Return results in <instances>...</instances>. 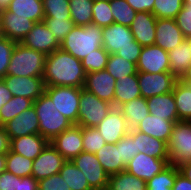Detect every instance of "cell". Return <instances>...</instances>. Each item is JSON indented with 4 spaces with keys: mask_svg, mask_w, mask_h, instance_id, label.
<instances>
[{
    "mask_svg": "<svg viewBox=\"0 0 191 190\" xmlns=\"http://www.w3.org/2000/svg\"><path fill=\"white\" fill-rule=\"evenodd\" d=\"M183 7H191V0H183Z\"/></svg>",
    "mask_w": 191,
    "mask_h": 190,
    "instance_id": "03108f58",
    "label": "cell"
},
{
    "mask_svg": "<svg viewBox=\"0 0 191 190\" xmlns=\"http://www.w3.org/2000/svg\"><path fill=\"white\" fill-rule=\"evenodd\" d=\"M4 127L10 139L39 134V120L34 106L11 119Z\"/></svg>",
    "mask_w": 191,
    "mask_h": 190,
    "instance_id": "ffe728a7",
    "label": "cell"
},
{
    "mask_svg": "<svg viewBox=\"0 0 191 190\" xmlns=\"http://www.w3.org/2000/svg\"><path fill=\"white\" fill-rule=\"evenodd\" d=\"M18 187V176L4 171L0 174V190H16Z\"/></svg>",
    "mask_w": 191,
    "mask_h": 190,
    "instance_id": "816d5d0a",
    "label": "cell"
},
{
    "mask_svg": "<svg viewBox=\"0 0 191 190\" xmlns=\"http://www.w3.org/2000/svg\"><path fill=\"white\" fill-rule=\"evenodd\" d=\"M99 163L103 169L109 174H116L125 171L126 165L121 160L120 144H105L96 153Z\"/></svg>",
    "mask_w": 191,
    "mask_h": 190,
    "instance_id": "83f0119b",
    "label": "cell"
},
{
    "mask_svg": "<svg viewBox=\"0 0 191 190\" xmlns=\"http://www.w3.org/2000/svg\"><path fill=\"white\" fill-rule=\"evenodd\" d=\"M72 162L83 172L93 190H107L109 174L99 163L96 154L81 152Z\"/></svg>",
    "mask_w": 191,
    "mask_h": 190,
    "instance_id": "ba28073f",
    "label": "cell"
},
{
    "mask_svg": "<svg viewBox=\"0 0 191 190\" xmlns=\"http://www.w3.org/2000/svg\"><path fill=\"white\" fill-rule=\"evenodd\" d=\"M141 97L147 99L156 95L170 93L178 80L171 72L157 74L137 72Z\"/></svg>",
    "mask_w": 191,
    "mask_h": 190,
    "instance_id": "9c48e42d",
    "label": "cell"
},
{
    "mask_svg": "<svg viewBox=\"0 0 191 190\" xmlns=\"http://www.w3.org/2000/svg\"><path fill=\"white\" fill-rule=\"evenodd\" d=\"M38 190H71L63 177L57 173L38 181Z\"/></svg>",
    "mask_w": 191,
    "mask_h": 190,
    "instance_id": "681fc988",
    "label": "cell"
},
{
    "mask_svg": "<svg viewBox=\"0 0 191 190\" xmlns=\"http://www.w3.org/2000/svg\"><path fill=\"white\" fill-rule=\"evenodd\" d=\"M179 170L180 173H182L188 180L191 181V161L180 165Z\"/></svg>",
    "mask_w": 191,
    "mask_h": 190,
    "instance_id": "91938a15",
    "label": "cell"
},
{
    "mask_svg": "<svg viewBox=\"0 0 191 190\" xmlns=\"http://www.w3.org/2000/svg\"><path fill=\"white\" fill-rule=\"evenodd\" d=\"M44 18L71 19L69 0H42Z\"/></svg>",
    "mask_w": 191,
    "mask_h": 190,
    "instance_id": "7bdbcfd3",
    "label": "cell"
},
{
    "mask_svg": "<svg viewBox=\"0 0 191 190\" xmlns=\"http://www.w3.org/2000/svg\"><path fill=\"white\" fill-rule=\"evenodd\" d=\"M107 190H146V182L123 171L109 175Z\"/></svg>",
    "mask_w": 191,
    "mask_h": 190,
    "instance_id": "d6a6232c",
    "label": "cell"
},
{
    "mask_svg": "<svg viewBox=\"0 0 191 190\" xmlns=\"http://www.w3.org/2000/svg\"><path fill=\"white\" fill-rule=\"evenodd\" d=\"M12 0H0V12L7 10Z\"/></svg>",
    "mask_w": 191,
    "mask_h": 190,
    "instance_id": "be15d7a7",
    "label": "cell"
},
{
    "mask_svg": "<svg viewBox=\"0 0 191 190\" xmlns=\"http://www.w3.org/2000/svg\"><path fill=\"white\" fill-rule=\"evenodd\" d=\"M141 97V91L138 84L137 74L128 75L116 80L114 91V107H120L122 104Z\"/></svg>",
    "mask_w": 191,
    "mask_h": 190,
    "instance_id": "4316f807",
    "label": "cell"
},
{
    "mask_svg": "<svg viewBox=\"0 0 191 190\" xmlns=\"http://www.w3.org/2000/svg\"><path fill=\"white\" fill-rule=\"evenodd\" d=\"M179 80L185 84L191 85V67L186 70V72L182 75V77Z\"/></svg>",
    "mask_w": 191,
    "mask_h": 190,
    "instance_id": "94428289",
    "label": "cell"
},
{
    "mask_svg": "<svg viewBox=\"0 0 191 190\" xmlns=\"http://www.w3.org/2000/svg\"><path fill=\"white\" fill-rule=\"evenodd\" d=\"M116 79H114L106 69L87 73L83 88L95 94L99 99L114 106V91Z\"/></svg>",
    "mask_w": 191,
    "mask_h": 190,
    "instance_id": "ac0fdd59",
    "label": "cell"
},
{
    "mask_svg": "<svg viewBox=\"0 0 191 190\" xmlns=\"http://www.w3.org/2000/svg\"><path fill=\"white\" fill-rule=\"evenodd\" d=\"M6 171V154H0V174Z\"/></svg>",
    "mask_w": 191,
    "mask_h": 190,
    "instance_id": "6125c7cd",
    "label": "cell"
},
{
    "mask_svg": "<svg viewBox=\"0 0 191 190\" xmlns=\"http://www.w3.org/2000/svg\"><path fill=\"white\" fill-rule=\"evenodd\" d=\"M170 72L180 79L187 69L191 67V51L186 41L168 52Z\"/></svg>",
    "mask_w": 191,
    "mask_h": 190,
    "instance_id": "f546056e",
    "label": "cell"
},
{
    "mask_svg": "<svg viewBox=\"0 0 191 190\" xmlns=\"http://www.w3.org/2000/svg\"><path fill=\"white\" fill-rule=\"evenodd\" d=\"M185 41L187 42L189 49L191 51V37L186 38Z\"/></svg>",
    "mask_w": 191,
    "mask_h": 190,
    "instance_id": "003e7915",
    "label": "cell"
},
{
    "mask_svg": "<svg viewBox=\"0 0 191 190\" xmlns=\"http://www.w3.org/2000/svg\"><path fill=\"white\" fill-rule=\"evenodd\" d=\"M1 21L4 36L16 43H21L36 23L25 17L12 16L8 10L1 11Z\"/></svg>",
    "mask_w": 191,
    "mask_h": 190,
    "instance_id": "7402d4cb",
    "label": "cell"
},
{
    "mask_svg": "<svg viewBox=\"0 0 191 190\" xmlns=\"http://www.w3.org/2000/svg\"><path fill=\"white\" fill-rule=\"evenodd\" d=\"M70 16L75 26L92 24L93 0H69Z\"/></svg>",
    "mask_w": 191,
    "mask_h": 190,
    "instance_id": "d590c367",
    "label": "cell"
},
{
    "mask_svg": "<svg viewBox=\"0 0 191 190\" xmlns=\"http://www.w3.org/2000/svg\"><path fill=\"white\" fill-rule=\"evenodd\" d=\"M34 101L21 96H13L0 109V126H4L11 119L33 106Z\"/></svg>",
    "mask_w": 191,
    "mask_h": 190,
    "instance_id": "e575fe53",
    "label": "cell"
},
{
    "mask_svg": "<svg viewBox=\"0 0 191 190\" xmlns=\"http://www.w3.org/2000/svg\"><path fill=\"white\" fill-rule=\"evenodd\" d=\"M16 190H38V181L33 176L18 177Z\"/></svg>",
    "mask_w": 191,
    "mask_h": 190,
    "instance_id": "11a10c76",
    "label": "cell"
},
{
    "mask_svg": "<svg viewBox=\"0 0 191 190\" xmlns=\"http://www.w3.org/2000/svg\"><path fill=\"white\" fill-rule=\"evenodd\" d=\"M12 16L25 17L33 22H41L44 19L42 0H12L7 9Z\"/></svg>",
    "mask_w": 191,
    "mask_h": 190,
    "instance_id": "f1b7e54d",
    "label": "cell"
},
{
    "mask_svg": "<svg viewBox=\"0 0 191 190\" xmlns=\"http://www.w3.org/2000/svg\"><path fill=\"white\" fill-rule=\"evenodd\" d=\"M112 23H114V17L109 2L95 1L93 5L92 24L104 28Z\"/></svg>",
    "mask_w": 191,
    "mask_h": 190,
    "instance_id": "bcb514c9",
    "label": "cell"
},
{
    "mask_svg": "<svg viewBox=\"0 0 191 190\" xmlns=\"http://www.w3.org/2000/svg\"><path fill=\"white\" fill-rule=\"evenodd\" d=\"M174 125L172 121L149 113L134 129L168 144Z\"/></svg>",
    "mask_w": 191,
    "mask_h": 190,
    "instance_id": "d4e9b609",
    "label": "cell"
},
{
    "mask_svg": "<svg viewBox=\"0 0 191 190\" xmlns=\"http://www.w3.org/2000/svg\"><path fill=\"white\" fill-rule=\"evenodd\" d=\"M171 190H191V181L182 173H179Z\"/></svg>",
    "mask_w": 191,
    "mask_h": 190,
    "instance_id": "9f6ffc18",
    "label": "cell"
},
{
    "mask_svg": "<svg viewBox=\"0 0 191 190\" xmlns=\"http://www.w3.org/2000/svg\"><path fill=\"white\" fill-rule=\"evenodd\" d=\"M150 114L165 118L174 123L180 121L176 108L173 91L161 95H156L146 99Z\"/></svg>",
    "mask_w": 191,
    "mask_h": 190,
    "instance_id": "484cf974",
    "label": "cell"
},
{
    "mask_svg": "<svg viewBox=\"0 0 191 190\" xmlns=\"http://www.w3.org/2000/svg\"><path fill=\"white\" fill-rule=\"evenodd\" d=\"M33 106L39 120V134L49 142L73 125L56 109L52 99L45 92L34 101Z\"/></svg>",
    "mask_w": 191,
    "mask_h": 190,
    "instance_id": "3957f363",
    "label": "cell"
},
{
    "mask_svg": "<svg viewBox=\"0 0 191 190\" xmlns=\"http://www.w3.org/2000/svg\"><path fill=\"white\" fill-rule=\"evenodd\" d=\"M106 70L116 80L138 72L135 63L125 60L117 54L109 55Z\"/></svg>",
    "mask_w": 191,
    "mask_h": 190,
    "instance_id": "74e56055",
    "label": "cell"
},
{
    "mask_svg": "<svg viewBox=\"0 0 191 190\" xmlns=\"http://www.w3.org/2000/svg\"><path fill=\"white\" fill-rule=\"evenodd\" d=\"M50 143L66 161H72L83 152L82 127L73 124L60 135H57Z\"/></svg>",
    "mask_w": 191,
    "mask_h": 190,
    "instance_id": "9a60e30c",
    "label": "cell"
},
{
    "mask_svg": "<svg viewBox=\"0 0 191 190\" xmlns=\"http://www.w3.org/2000/svg\"><path fill=\"white\" fill-rule=\"evenodd\" d=\"M109 4L114 23L130 27L137 12L131 8L126 0H111Z\"/></svg>",
    "mask_w": 191,
    "mask_h": 190,
    "instance_id": "ab89813d",
    "label": "cell"
},
{
    "mask_svg": "<svg viewBox=\"0 0 191 190\" xmlns=\"http://www.w3.org/2000/svg\"><path fill=\"white\" fill-rule=\"evenodd\" d=\"M45 55L41 52L16 43L7 67V75L20 77H42Z\"/></svg>",
    "mask_w": 191,
    "mask_h": 190,
    "instance_id": "277c9868",
    "label": "cell"
},
{
    "mask_svg": "<svg viewBox=\"0 0 191 190\" xmlns=\"http://www.w3.org/2000/svg\"><path fill=\"white\" fill-rule=\"evenodd\" d=\"M182 7L183 0H155L152 14L157 19H176Z\"/></svg>",
    "mask_w": 191,
    "mask_h": 190,
    "instance_id": "60d3db41",
    "label": "cell"
},
{
    "mask_svg": "<svg viewBox=\"0 0 191 190\" xmlns=\"http://www.w3.org/2000/svg\"><path fill=\"white\" fill-rule=\"evenodd\" d=\"M102 45L109 54H116L126 47H142L135 41L130 27L112 23L102 29Z\"/></svg>",
    "mask_w": 191,
    "mask_h": 190,
    "instance_id": "8fae6325",
    "label": "cell"
},
{
    "mask_svg": "<svg viewBox=\"0 0 191 190\" xmlns=\"http://www.w3.org/2000/svg\"><path fill=\"white\" fill-rule=\"evenodd\" d=\"M4 33H3V29H2V21H1V12H0V39L4 38Z\"/></svg>",
    "mask_w": 191,
    "mask_h": 190,
    "instance_id": "e7e4bbea",
    "label": "cell"
},
{
    "mask_svg": "<svg viewBox=\"0 0 191 190\" xmlns=\"http://www.w3.org/2000/svg\"><path fill=\"white\" fill-rule=\"evenodd\" d=\"M16 42L6 37L0 39V79L7 75V67L11 61V55Z\"/></svg>",
    "mask_w": 191,
    "mask_h": 190,
    "instance_id": "7dc6e473",
    "label": "cell"
},
{
    "mask_svg": "<svg viewBox=\"0 0 191 190\" xmlns=\"http://www.w3.org/2000/svg\"><path fill=\"white\" fill-rule=\"evenodd\" d=\"M12 96H21L33 101L37 100L45 91L42 77H16L6 75L3 78Z\"/></svg>",
    "mask_w": 191,
    "mask_h": 190,
    "instance_id": "e0dca14e",
    "label": "cell"
},
{
    "mask_svg": "<svg viewBox=\"0 0 191 190\" xmlns=\"http://www.w3.org/2000/svg\"><path fill=\"white\" fill-rule=\"evenodd\" d=\"M43 22L59 43L64 40L75 26L71 19L64 18H44Z\"/></svg>",
    "mask_w": 191,
    "mask_h": 190,
    "instance_id": "f6af8a7d",
    "label": "cell"
},
{
    "mask_svg": "<svg viewBox=\"0 0 191 190\" xmlns=\"http://www.w3.org/2000/svg\"><path fill=\"white\" fill-rule=\"evenodd\" d=\"M10 150V138L4 126H0V154H6Z\"/></svg>",
    "mask_w": 191,
    "mask_h": 190,
    "instance_id": "6f0895ef",
    "label": "cell"
},
{
    "mask_svg": "<svg viewBox=\"0 0 191 190\" xmlns=\"http://www.w3.org/2000/svg\"><path fill=\"white\" fill-rule=\"evenodd\" d=\"M173 96L179 120L191 121V85L178 79L173 88Z\"/></svg>",
    "mask_w": 191,
    "mask_h": 190,
    "instance_id": "1f68e13d",
    "label": "cell"
},
{
    "mask_svg": "<svg viewBox=\"0 0 191 190\" xmlns=\"http://www.w3.org/2000/svg\"><path fill=\"white\" fill-rule=\"evenodd\" d=\"M78 123L81 127H96L114 107L95 94L81 88Z\"/></svg>",
    "mask_w": 191,
    "mask_h": 190,
    "instance_id": "8992f818",
    "label": "cell"
},
{
    "mask_svg": "<svg viewBox=\"0 0 191 190\" xmlns=\"http://www.w3.org/2000/svg\"><path fill=\"white\" fill-rule=\"evenodd\" d=\"M179 173V167L169 164L160 173L146 182V190H171Z\"/></svg>",
    "mask_w": 191,
    "mask_h": 190,
    "instance_id": "8d00e7d4",
    "label": "cell"
},
{
    "mask_svg": "<svg viewBox=\"0 0 191 190\" xmlns=\"http://www.w3.org/2000/svg\"><path fill=\"white\" fill-rule=\"evenodd\" d=\"M33 160L21 154L8 151L6 153V171L18 176H31Z\"/></svg>",
    "mask_w": 191,
    "mask_h": 190,
    "instance_id": "f35d334b",
    "label": "cell"
},
{
    "mask_svg": "<svg viewBox=\"0 0 191 190\" xmlns=\"http://www.w3.org/2000/svg\"><path fill=\"white\" fill-rule=\"evenodd\" d=\"M12 94L7 88L3 79H0V109L12 98Z\"/></svg>",
    "mask_w": 191,
    "mask_h": 190,
    "instance_id": "680465c9",
    "label": "cell"
},
{
    "mask_svg": "<svg viewBox=\"0 0 191 190\" xmlns=\"http://www.w3.org/2000/svg\"><path fill=\"white\" fill-rule=\"evenodd\" d=\"M96 128L106 144H116L130 132L128 123L118 107H113Z\"/></svg>",
    "mask_w": 191,
    "mask_h": 190,
    "instance_id": "7c38bea8",
    "label": "cell"
},
{
    "mask_svg": "<svg viewBox=\"0 0 191 190\" xmlns=\"http://www.w3.org/2000/svg\"><path fill=\"white\" fill-rule=\"evenodd\" d=\"M102 27L95 24L74 26L60 43V48L79 60L103 47Z\"/></svg>",
    "mask_w": 191,
    "mask_h": 190,
    "instance_id": "7a4b0ae2",
    "label": "cell"
},
{
    "mask_svg": "<svg viewBox=\"0 0 191 190\" xmlns=\"http://www.w3.org/2000/svg\"><path fill=\"white\" fill-rule=\"evenodd\" d=\"M175 20L184 37H191V7H182Z\"/></svg>",
    "mask_w": 191,
    "mask_h": 190,
    "instance_id": "f907efd6",
    "label": "cell"
},
{
    "mask_svg": "<svg viewBox=\"0 0 191 190\" xmlns=\"http://www.w3.org/2000/svg\"><path fill=\"white\" fill-rule=\"evenodd\" d=\"M94 2L95 1H106V2H110L111 0H93Z\"/></svg>",
    "mask_w": 191,
    "mask_h": 190,
    "instance_id": "a7ac6f4b",
    "label": "cell"
},
{
    "mask_svg": "<svg viewBox=\"0 0 191 190\" xmlns=\"http://www.w3.org/2000/svg\"><path fill=\"white\" fill-rule=\"evenodd\" d=\"M83 152L96 153L105 144V140L96 127H82Z\"/></svg>",
    "mask_w": 191,
    "mask_h": 190,
    "instance_id": "ee69618b",
    "label": "cell"
},
{
    "mask_svg": "<svg viewBox=\"0 0 191 190\" xmlns=\"http://www.w3.org/2000/svg\"><path fill=\"white\" fill-rule=\"evenodd\" d=\"M168 165L169 159H158L144 153H138L126 165L125 171L147 182Z\"/></svg>",
    "mask_w": 191,
    "mask_h": 190,
    "instance_id": "4fadbf2b",
    "label": "cell"
},
{
    "mask_svg": "<svg viewBox=\"0 0 191 190\" xmlns=\"http://www.w3.org/2000/svg\"><path fill=\"white\" fill-rule=\"evenodd\" d=\"M109 53L103 48H99L87 55L81 62L84 71L87 73L101 71L106 69Z\"/></svg>",
    "mask_w": 191,
    "mask_h": 190,
    "instance_id": "b9f144b4",
    "label": "cell"
},
{
    "mask_svg": "<svg viewBox=\"0 0 191 190\" xmlns=\"http://www.w3.org/2000/svg\"><path fill=\"white\" fill-rule=\"evenodd\" d=\"M167 145L169 164L179 167L191 161V121L176 122Z\"/></svg>",
    "mask_w": 191,
    "mask_h": 190,
    "instance_id": "5b68a950",
    "label": "cell"
},
{
    "mask_svg": "<svg viewBox=\"0 0 191 190\" xmlns=\"http://www.w3.org/2000/svg\"><path fill=\"white\" fill-rule=\"evenodd\" d=\"M136 12H153L155 0H126Z\"/></svg>",
    "mask_w": 191,
    "mask_h": 190,
    "instance_id": "db71d44e",
    "label": "cell"
},
{
    "mask_svg": "<svg viewBox=\"0 0 191 190\" xmlns=\"http://www.w3.org/2000/svg\"><path fill=\"white\" fill-rule=\"evenodd\" d=\"M157 18L151 12H137L130 25V30L136 42L142 47L154 45L156 38Z\"/></svg>",
    "mask_w": 191,
    "mask_h": 190,
    "instance_id": "44dd1931",
    "label": "cell"
},
{
    "mask_svg": "<svg viewBox=\"0 0 191 190\" xmlns=\"http://www.w3.org/2000/svg\"><path fill=\"white\" fill-rule=\"evenodd\" d=\"M71 190H93L83 172L72 161H66L59 171Z\"/></svg>",
    "mask_w": 191,
    "mask_h": 190,
    "instance_id": "836d02e7",
    "label": "cell"
},
{
    "mask_svg": "<svg viewBox=\"0 0 191 190\" xmlns=\"http://www.w3.org/2000/svg\"><path fill=\"white\" fill-rule=\"evenodd\" d=\"M137 65L138 72L157 74L170 72L168 52L154 45L142 47Z\"/></svg>",
    "mask_w": 191,
    "mask_h": 190,
    "instance_id": "5bb4252c",
    "label": "cell"
},
{
    "mask_svg": "<svg viewBox=\"0 0 191 190\" xmlns=\"http://www.w3.org/2000/svg\"><path fill=\"white\" fill-rule=\"evenodd\" d=\"M24 46L43 53L45 56L60 48V43L55 39L43 21L36 22L30 32L22 40Z\"/></svg>",
    "mask_w": 191,
    "mask_h": 190,
    "instance_id": "2e32d148",
    "label": "cell"
},
{
    "mask_svg": "<svg viewBox=\"0 0 191 190\" xmlns=\"http://www.w3.org/2000/svg\"><path fill=\"white\" fill-rule=\"evenodd\" d=\"M119 109L123 113L130 129H134L150 113L146 99L143 97L122 104Z\"/></svg>",
    "mask_w": 191,
    "mask_h": 190,
    "instance_id": "4dcf8cb0",
    "label": "cell"
},
{
    "mask_svg": "<svg viewBox=\"0 0 191 190\" xmlns=\"http://www.w3.org/2000/svg\"><path fill=\"white\" fill-rule=\"evenodd\" d=\"M48 143L49 141L40 134H30L10 139V151L34 160Z\"/></svg>",
    "mask_w": 191,
    "mask_h": 190,
    "instance_id": "cb8c5ba5",
    "label": "cell"
},
{
    "mask_svg": "<svg viewBox=\"0 0 191 190\" xmlns=\"http://www.w3.org/2000/svg\"><path fill=\"white\" fill-rule=\"evenodd\" d=\"M185 37L175 19L156 20V38L154 44L169 52L185 41Z\"/></svg>",
    "mask_w": 191,
    "mask_h": 190,
    "instance_id": "d6986e66",
    "label": "cell"
},
{
    "mask_svg": "<svg viewBox=\"0 0 191 190\" xmlns=\"http://www.w3.org/2000/svg\"><path fill=\"white\" fill-rule=\"evenodd\" d=\"M118 143L120 144L121 160L127 165L129 161L139 153V151H136L135 141L127 134L121 138Z\"/></svg>",
    "mask_w": 191,
    "mask_h": 190,
    "instance_id": "c3c4849f",
    "label": "cell"
},
{
    "mask_svg": "<svg viewBox=\"0 0 191 190\" xmlns=\"http://www.w3.org/2000/svg\"><path fill=\"white\" fill-rule=\"evenodd\" d=\"M128 134L135 141L136 151H139V153H144L158 159H169L166 142L135 129H130Z\"/></svg>",
    "mask_w": 191,
    "mask_h": 190,
    "instance_id": "603a6c76",
    "label": "cell"
},
{
    "mask_svg": "<svg viewBox=\"0 0 191 190\" xmlns=\"http://www.w3.org/2000/svg\"><path fill=\"white\" fill-rule=\"evenodd\" d=\"M53 101L56 109L73 124L78 123L81 88L72 86L45 87L44 91Z\"/></svg>",
    "mask_w": 191,
    "mask_h": 190,
    "instance_id": "52a82bcc",
    "label": "cell"
},
{
    "mask_svg": "<svg viewBox=\"0 0 191 190\" xmlns=\"http://www.w3.org/2000/svg\"><path fill=\"white\" fill-rule=\"evenodd\" d=\"M42 78L45 87L72 86L83 88L86 72L81 60L59 48L45 57Z\"/></svg>",
    "mask_w": 191,
    "mask_h": 190,
    "instance_id": "6da1fadb",
    "label": "cell"
},
{
    "mask_svg": "<svg viewBox=\"0 0 191 190\" xmlns=\"http://www.w3.org/2000/svg\"><path fill=\"white\" fill-rule=\"evenodd\" d=\"M142 47H126L120 49L116 54L125 60L137 64Z\"/></svg>",
    "mask_w": 191,
    "mask_h": 190,
    "instance_id": "f5cc1de1",
    "label": "cell"
},
{
    "mask_svg": "<svg viewBox=\"0 0 191 190\" xmlns=\"http://www.w3.org/2000/svg\"><path fill=\"white\" fill-rule=\"evenodd\" d=\"M65 162L64 157L49 142L43 151L33 160L31 176L37 181L48 178L59 173Z\"/></svg>",
    "mask_w": 191,
    "mask_h": 190,
    "instance_id": "30bf717a",
    "label": "cell"
}]
</instances>
